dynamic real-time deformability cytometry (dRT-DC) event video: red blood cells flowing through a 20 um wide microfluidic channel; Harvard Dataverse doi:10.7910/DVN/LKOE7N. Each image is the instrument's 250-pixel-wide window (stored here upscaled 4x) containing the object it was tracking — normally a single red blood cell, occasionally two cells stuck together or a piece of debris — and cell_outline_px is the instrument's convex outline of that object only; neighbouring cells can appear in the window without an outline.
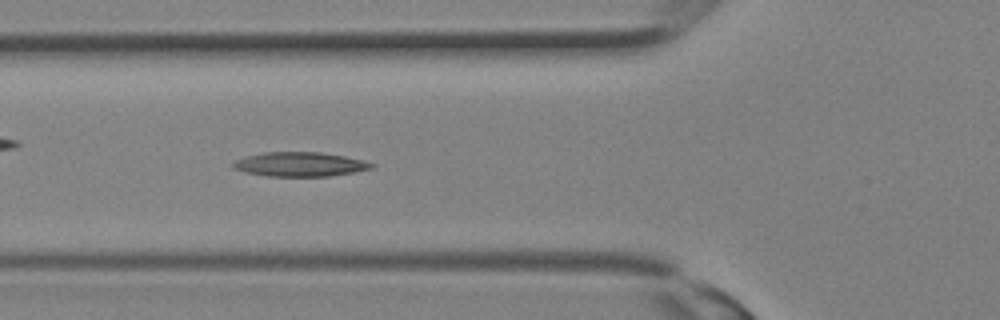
{"species": "Egyptian fruit bat (a non-hibernating species)", "species_latin": "Rousettus aegyptiacus", "temperature_condition": "room temperature", "stored_images_in_passage": 11, "camera_frame_rate_fps": 3000, "um_per_image_px": 0.085, "animal": {"sex": "female"}, "frame": {"image": 1, "passage_image": 11, "time_ms": 3.333, "image_size_px": [1000, 320], "cell_outline_px": [[376, 164], [372, 168], [352, 172], [328, 176], [268, 176], [244, 172], [236, 168], [232, 164], [236, 160], [248, 156], [264, 152], [320, 152], [344, 156], [364, 160]], "centroid_in_image_um": [25.52, 13.96], "position_along_channel_um": 100.3, "area_um2": 19.36}}